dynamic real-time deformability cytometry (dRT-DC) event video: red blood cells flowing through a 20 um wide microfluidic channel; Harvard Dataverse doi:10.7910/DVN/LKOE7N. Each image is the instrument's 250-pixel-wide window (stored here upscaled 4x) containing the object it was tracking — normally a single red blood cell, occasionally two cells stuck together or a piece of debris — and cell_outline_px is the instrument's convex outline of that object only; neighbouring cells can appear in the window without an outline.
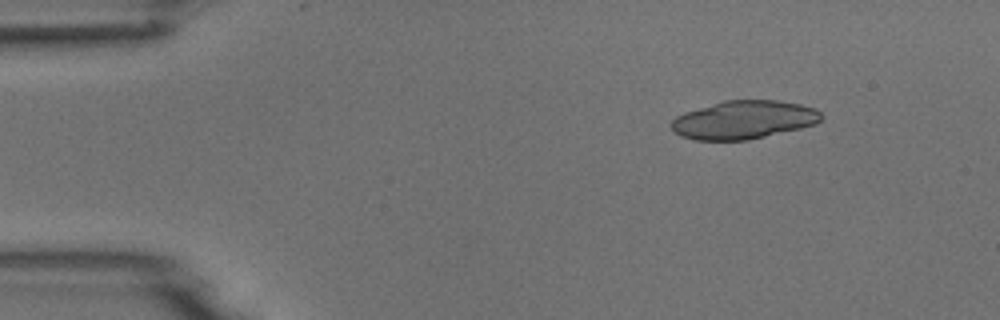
{"species": "common noctule bat (a hibernating species)", "species_latin": "Nyctalus noctula", "temperature_condition": "room temperature", "stored_images_in_passage": 11, "segment_of_instrument_passage": [1, 2], "camera_frame_rate_fps": 3000, "um_per_image_px": 0.085, "animal": {"sex": "male", "body_mass_g": 18.8}, "frame": {"image": 1, "passage_image": 2, "time_ms": 1.333, "image_size_px": [1000, 320], "cell_outline_px": [[824, 116], [816, 124], [800, 128], [748, 140], [696, 140], [680, 136], [668, 124], [676, 116], [684, 112], [724, 100], [776, 100], [800, 104], [816, 108]], "centroid_in_image_um": [63.21, 10.18], "position_along_channel_um": 21.8, "area_um2": 33.52}}